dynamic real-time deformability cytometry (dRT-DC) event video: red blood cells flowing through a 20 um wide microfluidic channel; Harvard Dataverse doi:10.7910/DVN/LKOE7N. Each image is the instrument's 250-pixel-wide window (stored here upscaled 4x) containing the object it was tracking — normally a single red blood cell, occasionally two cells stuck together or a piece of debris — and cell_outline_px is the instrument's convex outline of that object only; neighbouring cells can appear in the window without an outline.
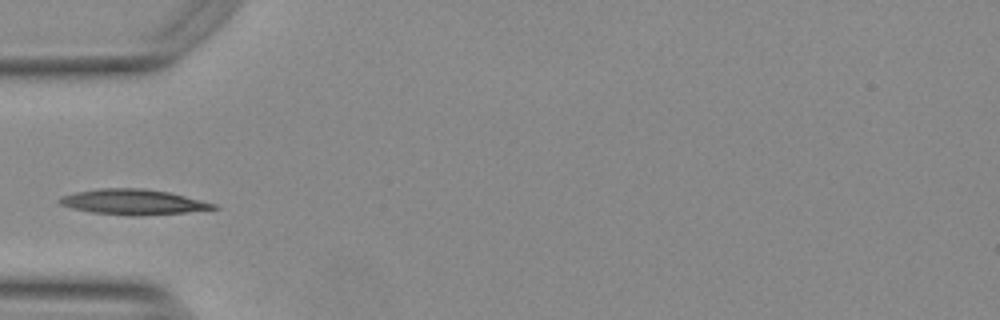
{"species": "Egyptian fruit bat (a non-hibernating species)", "species_latin": "Rousettus aegyptiacus", "temperature_condition": "warm", "stored_images_in_passage": 37, "camera_frame_rate_fps": 3000, "um_per_image_px": 0.085, "animal": {"sex": "female"}, "frame": {"image": 1, "passage_image": 1, "time_ms": 0.0, "image_size_px": [1000, 320], "cell_outline_px": [[220, 208], [184, 212], [140, 216], [136, 216], [92, 212], [72, 208], [60, 204], [56, 200], [60, 196], [76, 192], [104, 188], [140, 188], [168, 192], [216, 204]], "centroid_in_image_um": [11.28, 17.17], "position_along_channel_um": 73.7, "area_um2": 22.43}}
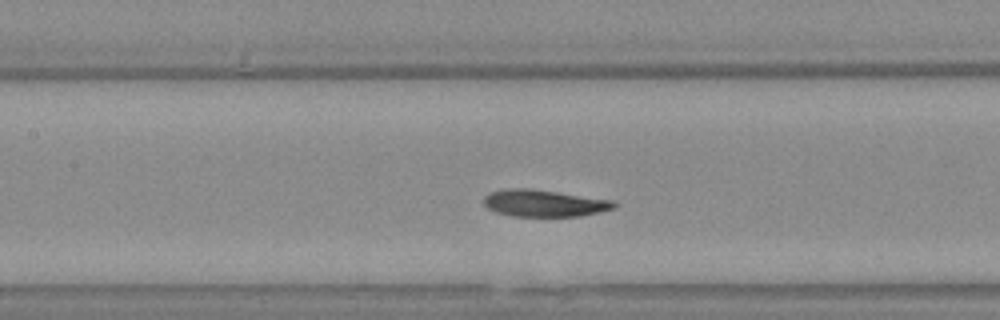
{"frame": {"image": 2, "passage_image": 8, "time_ms": 2.333, "image_size_px": [1000, 320], "cell_outline_px": [[616, 208], [600, 212], [580, 216], [512, 216], [496, 212], [488, 208], [484, 204], [484, 196], [492, 192], [508, 188], [528, 188], [612, 200], [616, 204]], "centroid_in_image_um": [46.25, 17.28], "position_along_channel_um": 161.2, "area_um2": 20.23}}
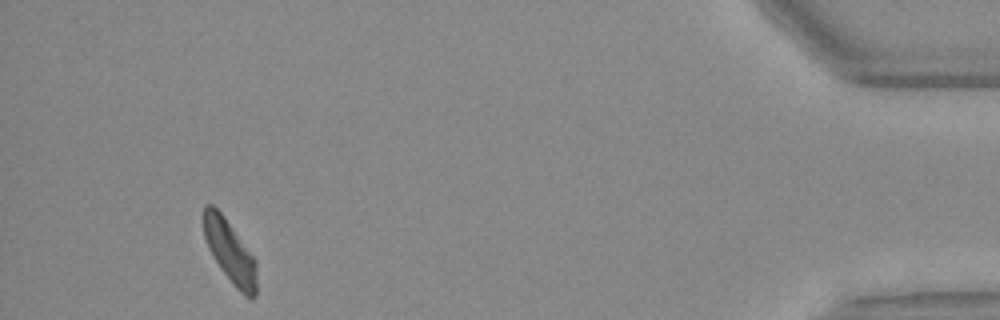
{"frame": {"image": 3, "passage_image": 34, "time_ms": 11.0, "image_size_px": [1000, 320], "cell_outline_px": [[256, 296], [252, 300], [248, 300], [240, 292], [220, 268], [212, 256], [208, 248], [204, 236], [200, 216], [204, 204], [212, 204], [224, 216], [256, 260]], "centroid_in_image_um": [19.5, 21.35], "position_along_channel_um": 415.7, "area_um2": 19.71}}